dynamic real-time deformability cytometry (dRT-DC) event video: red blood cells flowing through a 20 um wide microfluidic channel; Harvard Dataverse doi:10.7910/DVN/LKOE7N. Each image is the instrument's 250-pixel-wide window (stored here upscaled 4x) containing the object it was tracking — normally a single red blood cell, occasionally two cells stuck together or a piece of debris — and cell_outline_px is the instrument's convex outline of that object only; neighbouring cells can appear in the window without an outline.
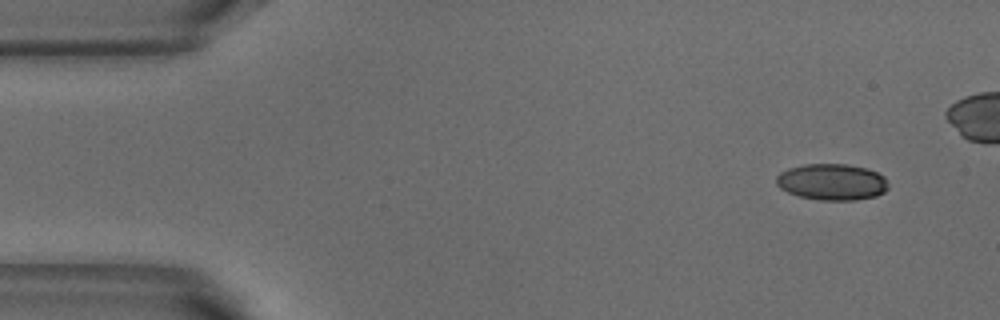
{"species": "common noctule bat (a hibernating species)", "species_latin": "Nyctalus noctula", "temperature_condition": "warm", "stored_images_in_passage": 5, "camera_frame_rate_fps": 3000, "um_per_image_px": 0.085, "animal": {"sex": "male", "body_mass_g": 18.8}, "frame": {"image": 1, "passage_image": 1, "time_ms": 0.0, "image_size_px": [1000, 320], "cell_outline_px": [[888, 188], [884, 192], [876, 196], [856, 200], [820, 200], [800, 196], [788, 192], [780, 188], [776, 184], [776, 176], [780, 172], [788, 168], [804, 164], [848, 164], [868, 168], [884, 176], [888, 184]], "centroid_in_image_um": [70.72, 15.46], "position_along_channel_um": 14.3, "area_um2": 23.87}}